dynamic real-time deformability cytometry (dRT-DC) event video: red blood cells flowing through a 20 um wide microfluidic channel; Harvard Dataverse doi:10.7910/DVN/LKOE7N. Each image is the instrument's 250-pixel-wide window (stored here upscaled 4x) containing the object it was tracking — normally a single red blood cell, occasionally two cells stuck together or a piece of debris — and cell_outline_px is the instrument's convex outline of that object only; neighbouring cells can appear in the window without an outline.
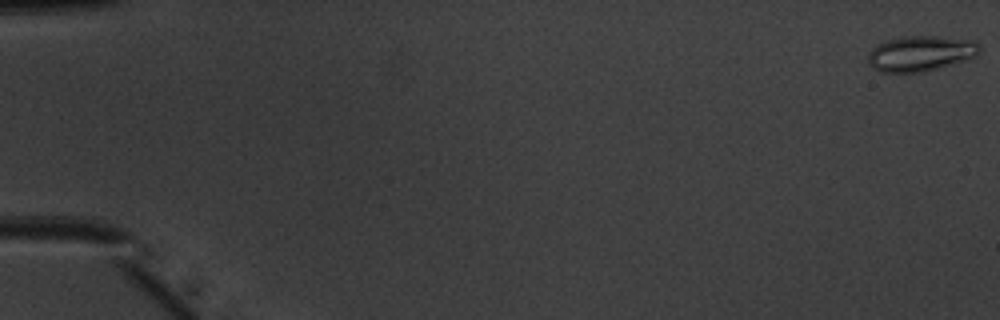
{"species": "common noctule bat (a hibernating species)", "species_latin": "Nyctalus noctula", "temperature_condition": "warm", "stored_images_in_passage": 52, "camera_frame_rate_fps": 3000, "um_per_image_px": 0.085, "animal": {"sex": "male", "body_mass_g": 20.1, "forearm_length_mm": 53.5}, "frame": {"image": 1, "passage_image": 1, "time_ms": 0.0, "image_size_px": [1000, 320], "cell_outline_px": [[980, 52], [976, 56], [964, 60], [924, 72], [880, 72], [872, 68], [868, 64], [868, 52], [872, 48], [888, 40], [904, 36], [936, 36], [972, 40], [980, 44]], "centroid_in_image_um": [78.24, 4.55], "position_along_channel_um": 6.8, "area_um2": 22.95}}
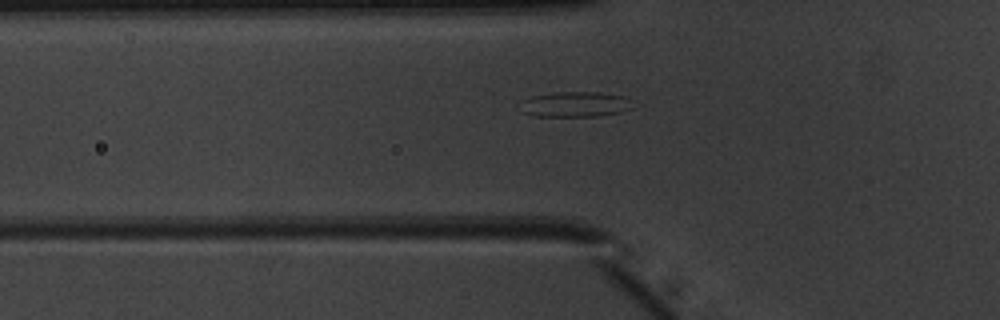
{"frame": {"image": 2, "passage_image": 19, "time_ms": 6.0, "image_size_px": [1000, 320], "cell_outline_px": [[632, 108], [620, 112], [600, 116], [536, 116], [524, 112], [516, 104], [520, 100], [532, 96], [556, 92], [600, 92], [624, 96]], "centroid_in_image_um": [48.8, 8.86], "position_along_channel_um": 77.0, "area_um2": 16.59}}
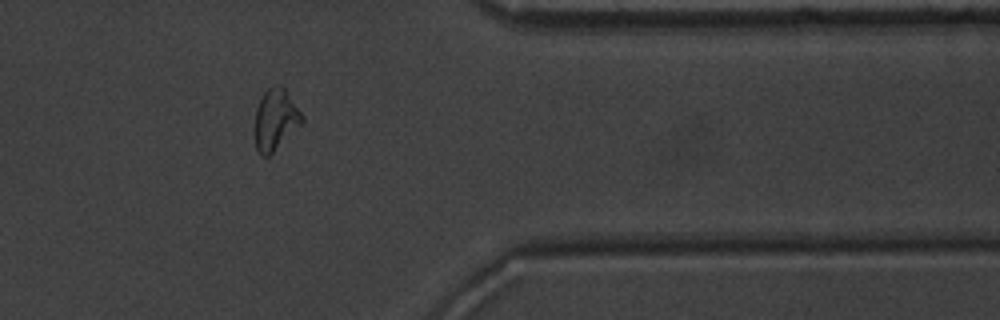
{"frame": {"image": 3, "passage_image": 43, "time_ms": 14.0, "image_size_px": [1000, 320], "cell_outline_px": [[304, 120], [268, 156], [260, 156], [256, 148], [252, 132], [256, 108], [264, 92], [272, 84], [280, 84], [284, 88], [304, 116]], "centroid_in_image_um": [23.35, 10.15], "position_along_channel_um": 388.0, "area_um2": 16.94}, "authors_computed_cell_mechanics": {"area_um2": 16.8198, "velocity_mm_per_s": 4.0323, "shape_relaxation_time_tau1_ms": 10.701, "shape_relaxation_time_tau2_ms": 1.8351, "deformation_change_tau1": 0.2943, "deformation_change_tau2": 0.11}}